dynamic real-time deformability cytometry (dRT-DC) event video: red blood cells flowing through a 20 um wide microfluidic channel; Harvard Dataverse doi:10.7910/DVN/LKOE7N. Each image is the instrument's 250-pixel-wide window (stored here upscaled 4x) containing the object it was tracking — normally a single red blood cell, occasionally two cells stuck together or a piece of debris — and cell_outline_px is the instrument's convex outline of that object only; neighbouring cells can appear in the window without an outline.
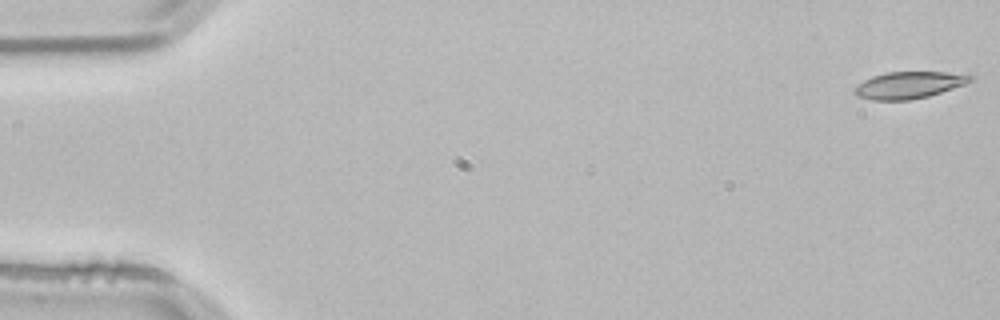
{"species": "common noctule bat (a hibernating species)", "species_latin": "Nyctalus noctula", "temperature_condition": "room temperature", "stored_images_in_passage": 53, "camera_frame_rate_fps": 3000, "um_per_image_px": 0.085, "animal": {"sex": "male", "body_mass_g": 21.5, "forearm_length_mm": 52.0}, "frame": {"image": 1, "passage_image": 1, "time_ms": 0.0, "image_size_px": [1000, 320], "cell_outline_px": [[976, 76], [972, 80], [964, 84], [928, 96], [912, 100], [872, 100], [856, 96], [852, 92], [864, 80], [872, 76], [888, 72], [968, 72]], "centroid_in_image_um": [77.32, 7.21], "position_along_channel_um": 7.7, "area_um2": 18.26}}
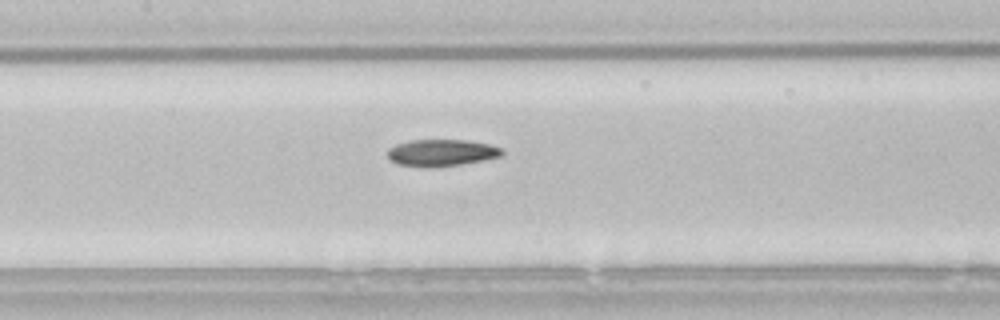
{"frame": {"image": 2, "passage_image": 25, "time_ms": 8.0, "image_size_px": [1000, 320], "cell_outline_px": [[504, 156], [460, 164], [396, 164], [388, 156], [388, 148], [396, 144], [412, 140], [468, 140], [492, 144], [504, 148]], "centroid_in_image_um": [37.64, 12.92], "position_along_channel_um": 169.8, "area_um2": 17.17}}
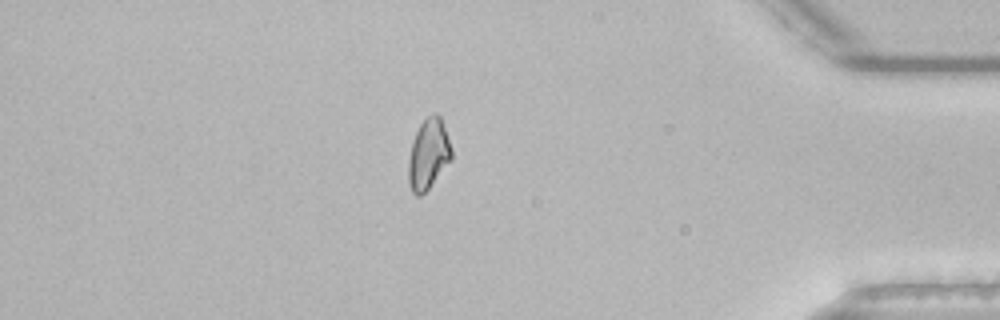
{"frame": {"image": 3, "passage_image": 46, "time_ms": 15.0, "image_size_px": [1000, 320], "cell_outline_px": [[452, 160], [428, 188], [420, 196], [416, 196], [412, 192], [408, 184], [408, 160], [412, 144], [416, 132], [420, 124], [432, 112], [436, 112], [440, 116], [452, 148]], "centroid_in_image_um": [36.42, 13.11], "position_along_channel_um": 398.8, "area_um2": 17.69}}